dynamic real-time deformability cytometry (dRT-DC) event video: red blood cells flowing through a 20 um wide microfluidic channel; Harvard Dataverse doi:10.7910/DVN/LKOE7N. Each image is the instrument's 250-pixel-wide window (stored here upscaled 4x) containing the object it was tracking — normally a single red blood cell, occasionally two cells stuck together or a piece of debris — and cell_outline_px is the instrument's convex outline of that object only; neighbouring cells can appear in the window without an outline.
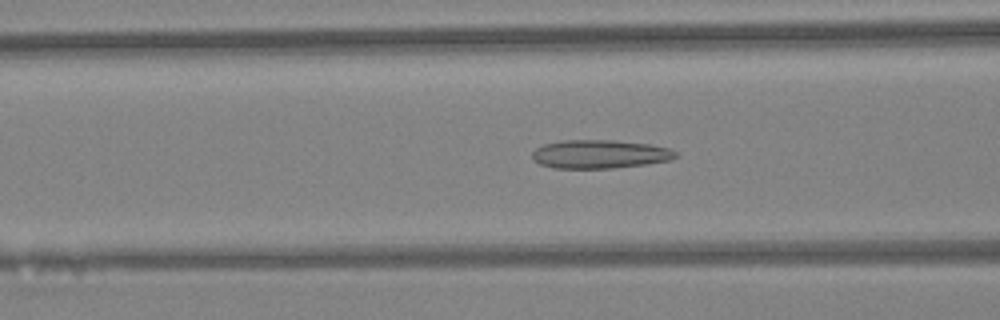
{"species": "Egyptian fruit bat (a non-hibernating species)", "species_latin": "Rousettus aegyptiacus", "temperature_condition": "warm", "stored_images_in_passage": 45, "camera_frame_rate_fps": 3000, "um_per_image_px": 0.085, "animal": {"sex": "female"}, "frame": {"image": 1, "passage_image": 18, "time_ms": 5.667, "image_size_px": [1000, 320], "cell_outline_px": [[680, 156], [668, 160], [644, 164], [612, 168], [556, 168], [540, 164], [532, 160], [532, 152], [536, 148], [544, 144], [564, 140], [612, 140], [648, 144], [668, 148], [676, 152]], "centroid_in_image_um": [50.95, 13.1], "position_along_channel_um": 115.7, "area_um2": 23.7}}
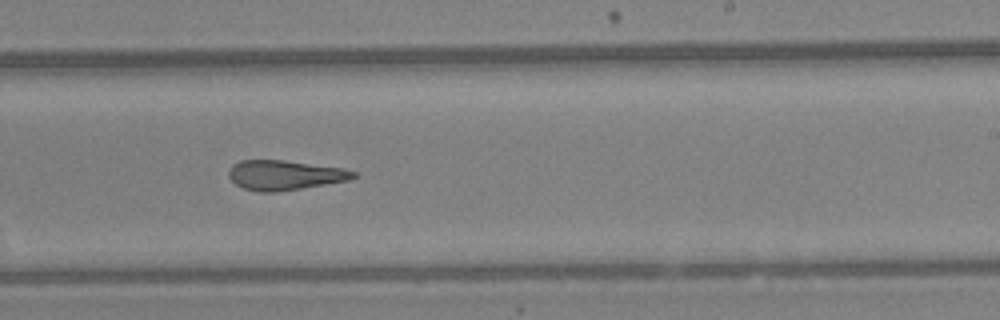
{"frame": {"image": 2, "passage_image": 28, "time_ms": 9.0, "image_size_px": [1000, 320], "cell_outline_px": [[356, 176], [348, 180], [276, 192], [256, 192], [244, 188], [236, 184], [228, 176], [228, 172], [232, 164], [240, 160], [284, 160], [344, 168], [356, 172]], "centroid_in_image_um": [24.16, 14.88], "position_along_channel_um": 264.8, "area_um2": 21.5}}
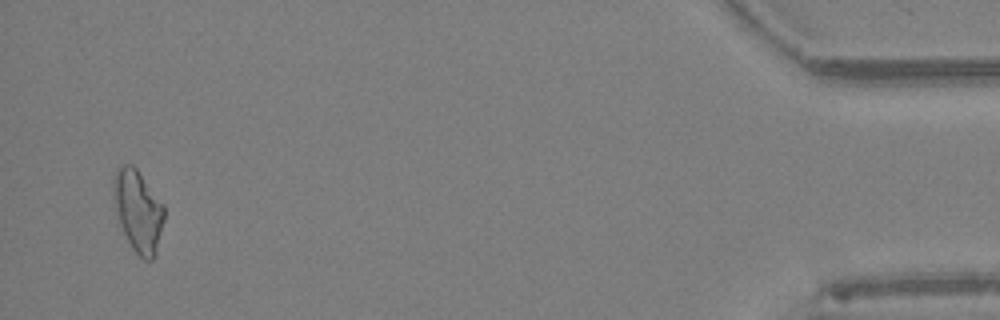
{"frame": {"image": 3, "passage_image": 44, "time_ms": 14.333, "image_size_px": [1000, 320], "cell_outline_px": [[164, 220], [156, 252], [152, 260], [144, 260], [132, 248], [120, 224], [112, 200], [112, 176], [116, 168], [124, 164], [132, 164], [136, 168], [164, 204]], "centroid_in_image_um": [11.71, 17.87], "position_along_channel_um": 423.5, "area_um2": 24.33}, "authors_computed_cell_mechanics": {"area_um2": 22.9466, "velocity_mm_per_s": 4.4873, "shape_relaxation_time_tau1_ms": null, "shape_relaxation_time_tau2_ms": 2.4099, "deformation_change_tau1": null, "deformation_change_tau2": 0.1196}}